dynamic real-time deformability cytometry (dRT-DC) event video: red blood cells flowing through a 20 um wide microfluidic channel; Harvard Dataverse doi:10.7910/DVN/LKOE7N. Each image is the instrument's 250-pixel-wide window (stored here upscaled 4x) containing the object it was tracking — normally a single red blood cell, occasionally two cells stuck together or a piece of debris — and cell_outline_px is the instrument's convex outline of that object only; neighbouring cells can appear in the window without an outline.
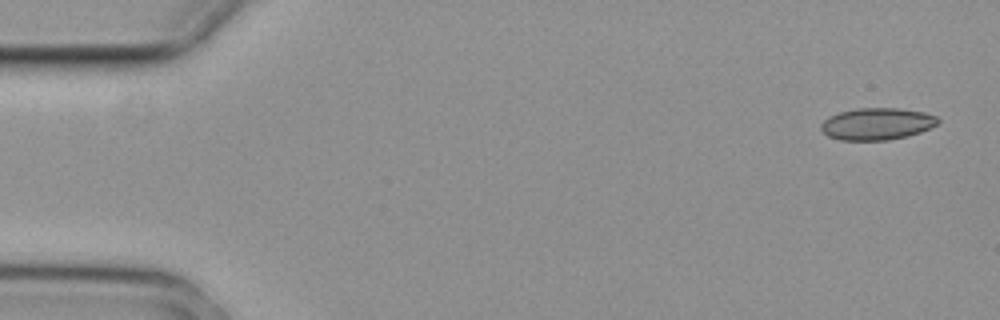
{"species": "common noctule bat (a hibernating species)", "species_latin": "Nyctalus noctula", "temperature_condition": "cold", "stored_images_in_passage": 6, "camera_frame_rate_fps": 3000, "um_per_image_px": 0.085, "animal": {"sex": "female", "body_mass_g": 29.2, "forearm_length_mm": 56.3}, "frame": {"image": 1, "passage_image": 1, "time_ms": 0.0, "image_size_px": [1000, 320], "cell_outline_px": [[940, 120], [936, 124], [920, 132], [908, 136], [888, 140], [840, 140], [828, 136], [820, 128], [820, 124], [824, 120], [840, 112], [856, 108], [900, 108], [924, 112], [936, 116]], "centroid_in_image_um": [74.54, 10.53], "position_along_channel_um": 10.5, "area_um2": 21.68}}
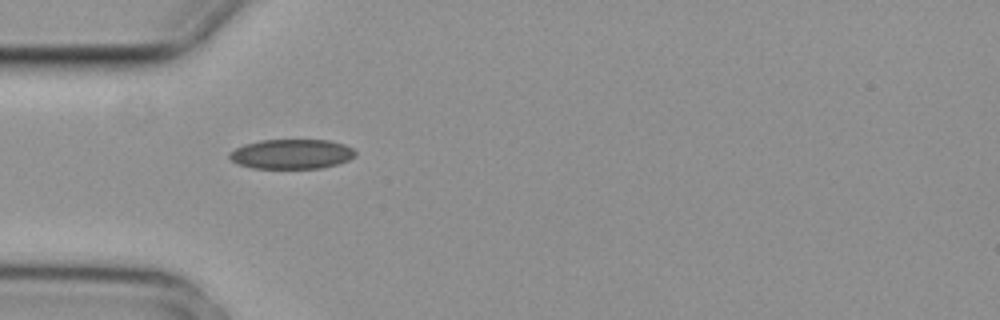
{"frame": {"image": 2, "passage_image": 5, "time_ms": 1.333, "image_size_px": [1000, 320], "cell_outline_px": [[356, 156], [348, 160], [336, 164], [320, 168], [252, 168], [236, 164], [228, 156], [228, 152], [244, 144], [260, 140], [328, 140], [344, 144], [352, 148], [356, 152]], "centroid_in_image_um": [24.76, 13.09], "position_along_channel_um": 60.2, "area_um2": 21.85}}
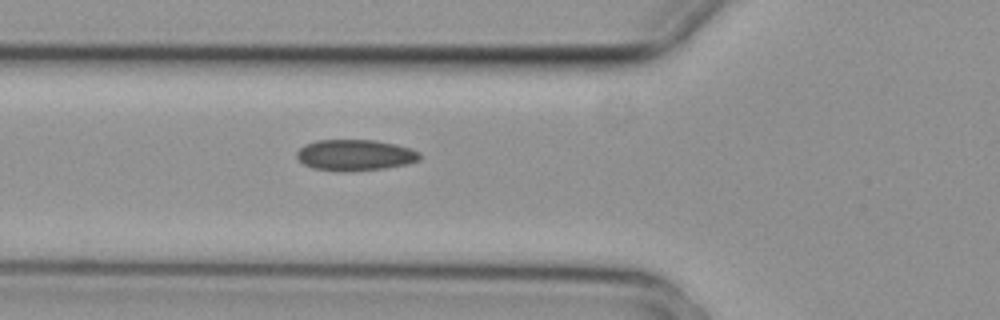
{"frame": {"image": 3, "passage_image": 6, "time_ms": 1.667, "image_size_px": [1000, 320], "cell_outline_px": [[420, 160], [404, 164], [384, 168], [340, 172], [312, 168], [304, 164], [296, 156], [296, 152], [304, 144], [316, 140], [376, 140], [396, 144], [420, 152]], "centroid_in_image_um": [30.14, 13.18], "position_along_channel_um": 95.7, "area_um2": 22.25}}